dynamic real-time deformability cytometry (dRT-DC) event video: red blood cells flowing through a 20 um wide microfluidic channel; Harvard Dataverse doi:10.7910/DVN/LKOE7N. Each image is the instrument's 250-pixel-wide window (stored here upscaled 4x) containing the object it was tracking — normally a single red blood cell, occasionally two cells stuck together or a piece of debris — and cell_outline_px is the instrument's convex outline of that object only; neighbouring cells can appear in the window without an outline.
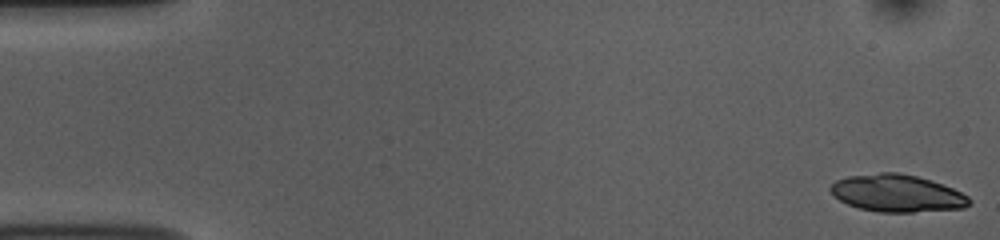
{"species": "common noctule bat (a hibernating species)", "species_latin": "Nyctalus noctula", "temperature_condition": "room temperature", "stored_images_in_passage": 52, "camera_frame_rate_fps": 3000, "um_per_image_px": 0.085, "animal": {"sex": "female", "body_mass_g": 10.0, "forearm_length_mm": 53.1}, "frame": {"image": 1, "passage_image": 1, "time_ms": 0.0, "image_size_px": [1000, 240], "cell_outline_px": [[972, 200], [964, 208], [912, 212], [880, 212], [860, 208], [848, 204], [840, 200], [828, 188], [836, 180], [848, 176], [880, 172], [896, 172], [916, 176], [932, 180], [952, 188], [968, 196]], "centroid_in_image_um": [76.25, 16.42], "position_along_channel_um": 8.7, "area_um2": 30.0}}
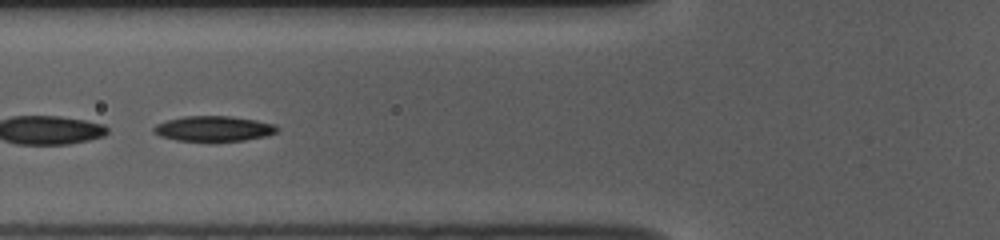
{"frame": {"image": 2, "passage_image": 20, "time_ms": 6.333, "image_size_px": [1000, 240], "cell_outline_px": [[280, 128], [276, 132], [264, 136], [244, 140], [216, 144], [212, 144], [176, 140], [160, 136], [152, 132], [152, 128], [156, 124], [168, 120], [184, 116], [232, 116], [256, 120], [276, 124]], "centroid_in_image_um": [18.15, 10.97], "position_along_channel_um": 107.7, "area_um2": 19.02}}
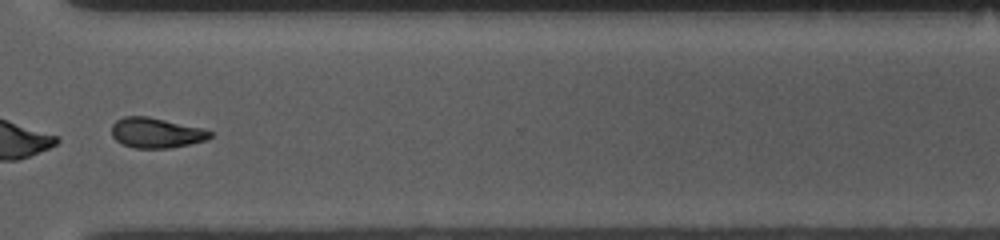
{"frame": {"image": 3, "passage_image": 40, "time_ms": 13.0, "image_size_px": [1000, 240], "cell_outline_px": [[212, 136], [208, 140], [168, 148], [136, 148], [120, 144], [112, 136], [112, 124], [116, 120], [124, 116], [148, 116], [204, 128], [212, 132]], "centroid_in_image_um": [13.27, 11.28], "position_along_channel_um": 357.3, "area_um2": 17.46}, "authors_computed_cell_mechanics": {"area_um2": 23.9581, "velocity_mm_per_s": 3.75, "shape_relaxation_time_tau1_ms": 4.7459, "shape_relaxation_time_tau2_ms": 7.6695, "deformation_change_tau1": 0.1381, "deformation_change_tau2": 0.1356}}